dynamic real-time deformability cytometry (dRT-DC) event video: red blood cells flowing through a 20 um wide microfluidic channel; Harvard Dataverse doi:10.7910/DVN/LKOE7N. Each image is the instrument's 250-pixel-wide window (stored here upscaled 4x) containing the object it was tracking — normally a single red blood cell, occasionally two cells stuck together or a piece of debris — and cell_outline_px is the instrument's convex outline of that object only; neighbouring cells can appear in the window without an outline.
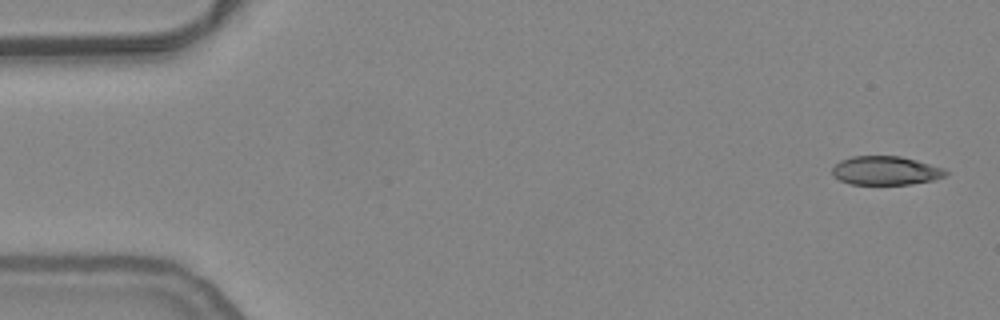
{"species": "common noctule bat (a hibernating species)", "species_latin": "Nyctalus noctula", "temperature_condition": "warm", "stored_images_in_passage": 8, "camera_frame_rate_fps": 3000, "um_per_image_px": 0.085, "animal": {"sex": "female", "body_mass_g": 24.6, "forearm_length_mm": 56.2}, "frame": {"image": 1, "passage_image": 1, "time_ms": 0.0, "image_size_px": [1000, 320], "cell_outline_px": [[948, 172], [944, 176], [936, 180], [912, 184], [848, 184], [832, 176], [832, 168], [840, 160], [852, 156], [900, 156], [916, 160], [944, 168]], "centroid_in_image_um": [75.27, 14.5], "position_along_channel_um": 9.7, "area_um2": 19.13}}